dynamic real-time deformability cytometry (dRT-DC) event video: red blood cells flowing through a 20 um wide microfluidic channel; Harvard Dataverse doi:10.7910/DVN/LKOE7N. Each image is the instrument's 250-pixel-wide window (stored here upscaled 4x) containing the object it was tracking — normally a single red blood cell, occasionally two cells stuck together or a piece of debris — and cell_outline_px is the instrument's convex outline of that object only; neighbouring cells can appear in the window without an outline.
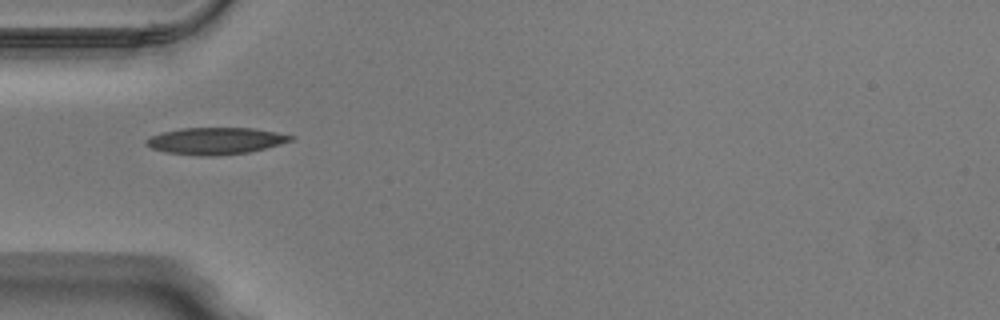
{"species": "Egyptian fruit bat (a non-hibernating species)", "species_latin": "Rousettus aegyptiacus", "temperature_condition": "warm", "stored_images_in_passage": 35, "camera_frame_rate_fps": 3000, "um_per_image_px": 0.085, "animal": {"sex": "male"}, "frame": {"image": 1, "passage_image": 1, "time_ms": 0.0, "image_size_px": [1000, 320], "cell_outline_px": [[296, 136], [292, 140], [280, 144], [248, 152], [216, 156], [196, 156], [164, 152], [152, 148], [144, 144], [144, 140], [152, 136], [164, 132], [180, 128], [252, 128], [276, 132]], "centroid_in_image_um": [18.3, 11.98], "position_along_channel_um": 66.7, "area_um2": 22.6}}
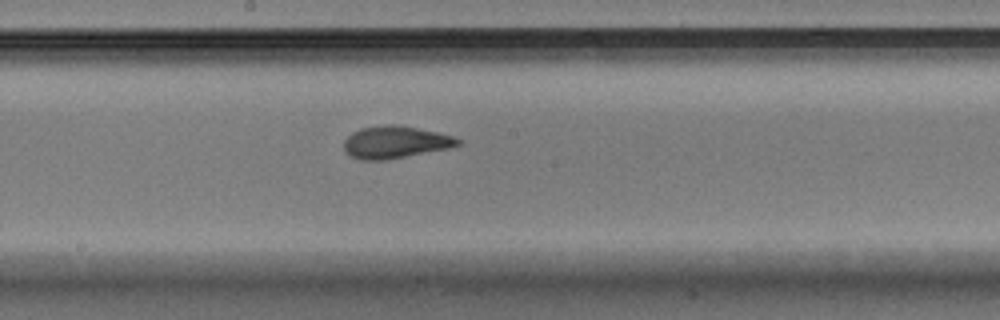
{"frame": {"image": 2, "passage_image": 12, "time_ms": 3.667, "image_size_px": [1000, 320], "cell_outline_px": [[464, 144], [448, 148], [384, 160], [360, 160], [348, 156], [344, 152], [344, 140], [352, 132], [360, 128], [388, 124], [400, 124], [436, 132], [452, 136], [460, 140]], "centroid_in_image_um": [33.55, 12.08], "position_along_channel_um": 214.6, "area_um2": 21.5}}
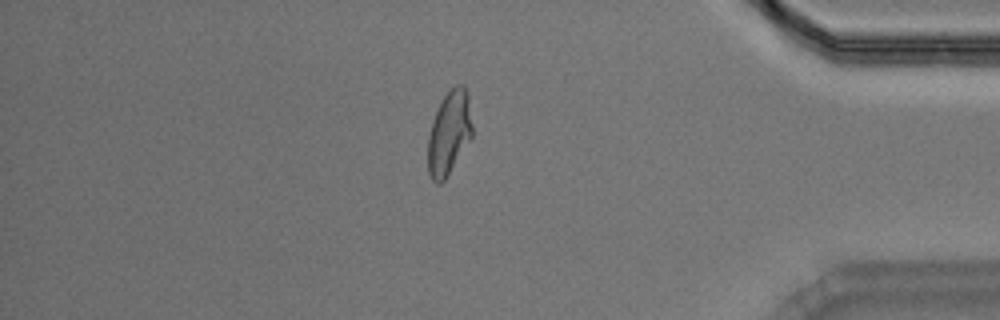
{"frame": {"image": 3, "passage_image": 28, "time_ms": 9.0, "image_size_px": [1000, 320], "cell_outline_px": [[472, 136], [444, 180], [440, 184], [436, 184], [432, 180], [428, 172], [428, 136], [432, 120], [444, 96], [456, 84], [464, 84], [468, 92], [472, 124]], "centroid_in_image_um": [38.17, 11.28], "position_along_channel_um": 397.0, "area_um2": 21.5}, "authors_computed_cell_mechanics": {"area_um2": 21.5016, "velocity_mm_per_s": 4.015, "shape_relaxation_time_tau1_ms": 7.8687, "shape_relaxation_time_tau2_ms": 1.0383, "deformation_change_tau1": 0.2408, "deformation_change_tau2": 0.0698}}